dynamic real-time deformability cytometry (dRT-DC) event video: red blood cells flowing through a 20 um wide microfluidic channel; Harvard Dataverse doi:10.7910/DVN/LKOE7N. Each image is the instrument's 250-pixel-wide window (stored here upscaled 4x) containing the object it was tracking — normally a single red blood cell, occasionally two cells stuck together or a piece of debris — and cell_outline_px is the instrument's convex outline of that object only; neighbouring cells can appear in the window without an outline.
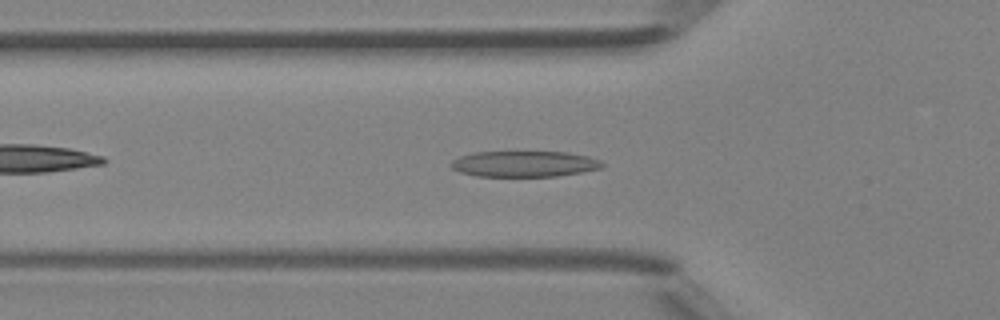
{"species": "Egyptian fruit bat (a non-hibernating species)", "species_latin": "Rousettus aegyptiacus", "temperature_condition": "room temperature", "stored_images_in_passage": 38, "camera_frame_rate_fps": 3000, "um_per_image_px": 0.085, "animal": {"sex": "female"}, "frame": {"image": 1, "passage_image": 6, "time_ms": 1.667, "image_size_px": [1000, 320], "cell_outline_px": [[604, 164], [600, 168], [580, 172], [556, 176], [476, 176], [460, 172], [452, 168], [448, 164], [452, 160], [460, 156], [476, 152], [568, 152], [588, 156], [600, 160]], "centroid_in_image_um": [44.53, 13.93], "position_along_channel_um": 81.3, "area_um2": 22.72}}
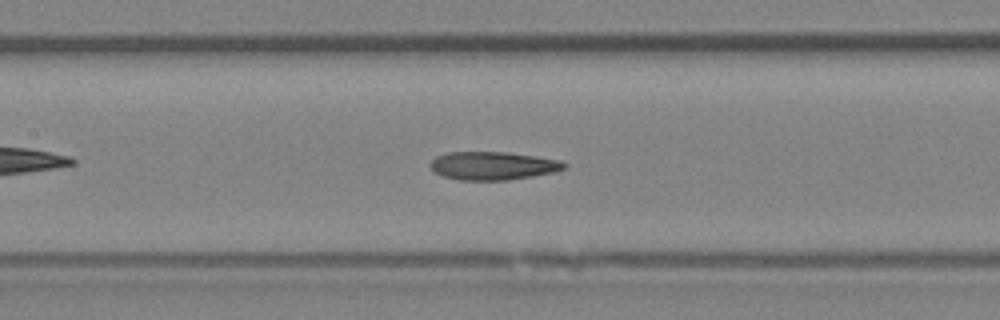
{"frame": {"image": 2, "passage_image": 12, "time_ms": 3.667, "image_size_px": [1000, 320], "cell_outline_px": [[568, 164], [564, 168], [556, 172], [508, 180], [460, 180], [444, 176], [436, 172], [428, 164], [436, 156], [448, 152], [508, 152], [536, 156], [560, 160]], "centroid_in_image_um": [41.92, 14.08], "position_along_channel_um": 165.5, "area_um2": 22.02}}
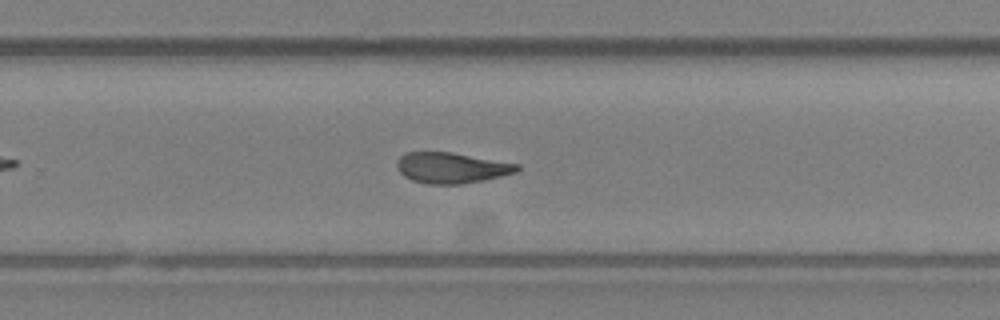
{"frame": {"image": 3, "passage_image": 21, "time_ms": 6.667, "image_size_px": [1000, 320], "cell_outline_px": [[520, 168], [516, 172], [484, 180], [460, 184], [424, 184], [412, 180], [404, 176], [396, 168], [396, 160], [404, 152], [452, 152], [520, 164]], "centroid_in_image_um": [38.34, 14.26], "position_along_channel_um": 291.5, "area_um2": 21.68}, "authors_computed_cell_mechanics": {"area_um2": 21.8773, "velocity_mm_per_s": 4.2157, "shape_relaxation_time_tau1_ms": 7.1088, "shape_relaxation_time_tau2_ms": 3.2864, "deformation_change_tau1": 0.2191, "deformation_change_tau2": 0.1279}}